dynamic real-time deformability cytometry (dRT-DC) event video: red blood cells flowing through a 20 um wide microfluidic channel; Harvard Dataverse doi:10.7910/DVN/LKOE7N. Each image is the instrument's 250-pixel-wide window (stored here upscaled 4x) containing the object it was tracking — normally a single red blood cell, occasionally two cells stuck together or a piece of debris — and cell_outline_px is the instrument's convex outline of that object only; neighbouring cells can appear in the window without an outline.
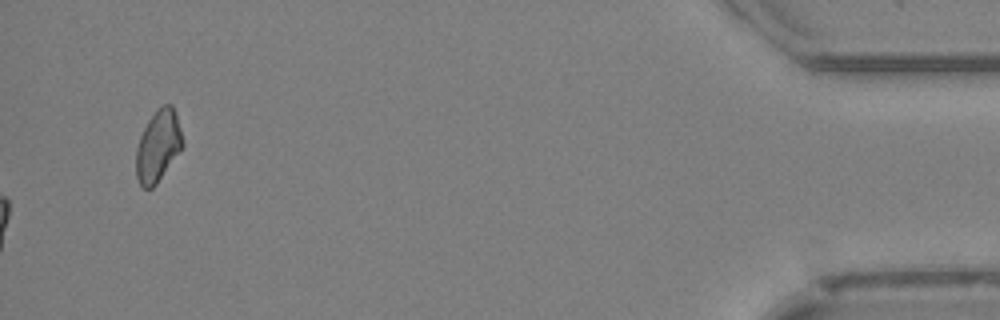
{"species": "Egyptian fruit bat (a non-hibernating species)", "species_latin": "Rousettus aegyptiacus", "temperature_condition": "cold", "stored_images_in_passage": 38, "camera_frame_rate_fps": 3000, "um_per_image_px": 0.085, "animal": {"sex": "female"}, "frame": {"image": 1, "passage_image": 38, "time_ms": 12.333, "image_size_px": [1000, 320], "cell_outline_px": [[184, 144], [156, 184], [152, 188], [144, 188], [140, 184], [136, 176], [136, 148], [140, 136], [148, 120], [156, 108], [164, 104], [172, 104], [176, 112]], "centroid_in_image_um": [13.43, 12.37], "position_along_channel_um": 421.8, "area_um2": 19.25}}